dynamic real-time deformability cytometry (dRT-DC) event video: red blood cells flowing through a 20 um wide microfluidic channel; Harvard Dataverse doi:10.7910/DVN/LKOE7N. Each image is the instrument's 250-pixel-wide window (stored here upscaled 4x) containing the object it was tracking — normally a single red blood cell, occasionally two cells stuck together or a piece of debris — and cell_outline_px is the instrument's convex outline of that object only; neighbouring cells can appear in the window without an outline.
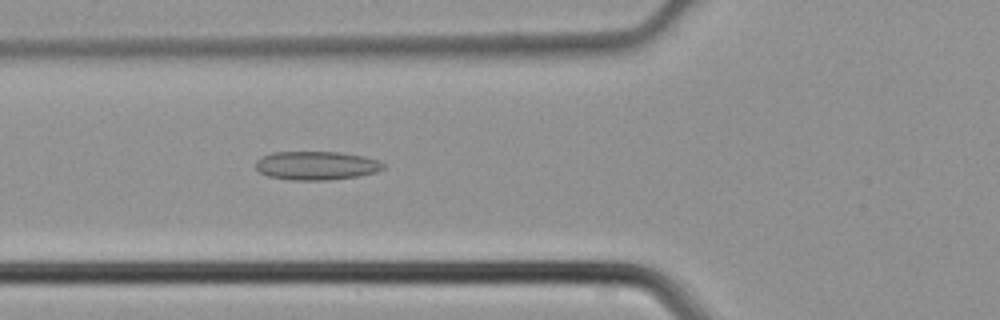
{"species": "common noctule bat (a hibernating species)", "species_latin": "Nyctalus noctula", "temperature_condition": "cold", "stored_images_in_passage": 44, "camera_frame_rate_fps": 3000, "um_per_image_px": 0.085, "animal": {"sex": "male", "body_mass_g": 21.5, "forearm_length_mm": 52.0}, "frame": {"image": 1, "passage_image": 16, "time_ms": 5.0, "image_size_px": [1000, 320], "cell_outline_px": [[384, 168], [376, 172], [356, 176], [328, 180], [292, 180], [268, 176], [260, 172], [256, 168], [256, 160], [272, 152], [340, 152], [364, 156], [380, 160], [384, 164]], "centroid_in_image_um": [26.91, 14.07], "position_along_channel_um": 98.9, "area_um2": 21.27}}
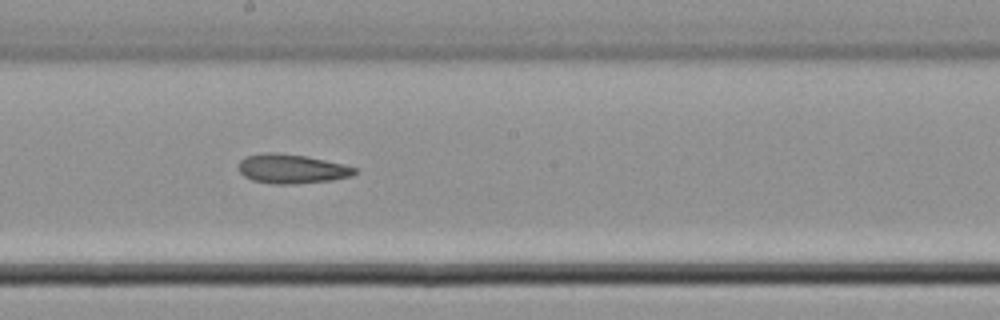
{"frame": {"image": 2, "passage_image": 24, "time_ms": 7.667, "image_size_px": [1000, 320], "cell_outline_px": [[360, 168], [352, 176], [332, 180], [292, 184], [272, 184], [252, 180], [244, 176], [240, 172], [240, 160], [244, 156], [264, 152], [276, 152], [308, 156], [344, 164]], "centroid_in_image_um": [24.82, 14.34], "position_along_channel_um": 223.4, "area_um2": 20.06}}
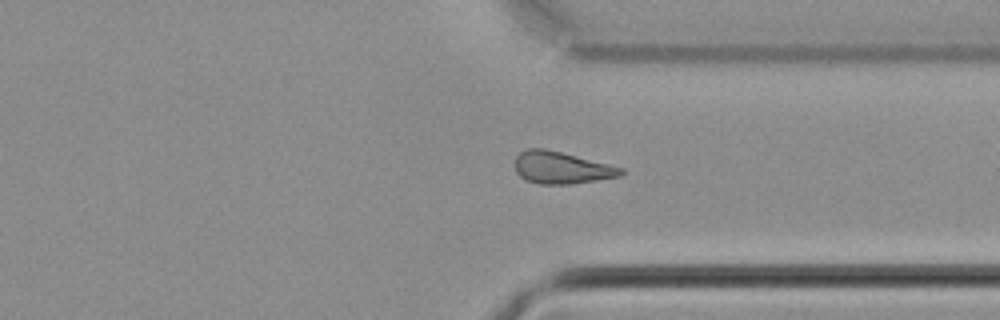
{"frame": {"image": 3, "passage_image": 33, "time_ms": 10.667, "image_size_px": [1000, 320], "cell_outline_px": [[624, 172], [620, 176], [572, 184], [540, 184], [524, 180], [516, 172], [516, 156], [520, 152], [528, 148], [544, 148], [624, 168]], "centroid_in_image_um": [47.7, 14.26], "position_along_channel_um": 363.7, "area_um2": 19.65}}